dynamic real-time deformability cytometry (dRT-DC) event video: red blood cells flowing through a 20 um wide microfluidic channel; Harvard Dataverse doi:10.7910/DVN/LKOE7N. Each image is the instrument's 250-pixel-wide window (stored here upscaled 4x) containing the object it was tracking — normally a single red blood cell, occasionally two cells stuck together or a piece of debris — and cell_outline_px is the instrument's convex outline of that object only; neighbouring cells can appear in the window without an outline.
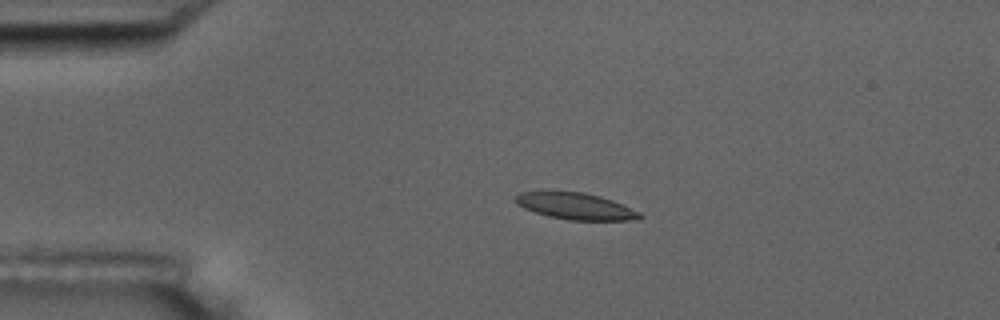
{"species": "common noctule bat (a hibernating species)", "species_latin": "Nyctalus noctula", "temperature_condition": "room temperature", "stored_images_in_passage": 45, "camera_frame_rate_fps": 3000, "um_per_image_px": 0.085, "animal": {"sex": "male", "body_mass_g": 17.5, "forearm_length_mm": 52.3}, "frame": {"image": 1, "passage_image": 1, "time_ms": 0.0, "image_size_px": [1000, 320], "cell_outline_px": [[644, 216], [628, 220], [568, 220], [548, 216], [524, 208], [516, 204], [512, 200], [520, 192], [584, 192], [600, 196], [612, 200], [640, 212]], "centroid_in_image_um": [48.9, 17.53], "position_along_channel_um": 36.1, "area_um2": 19.02}}
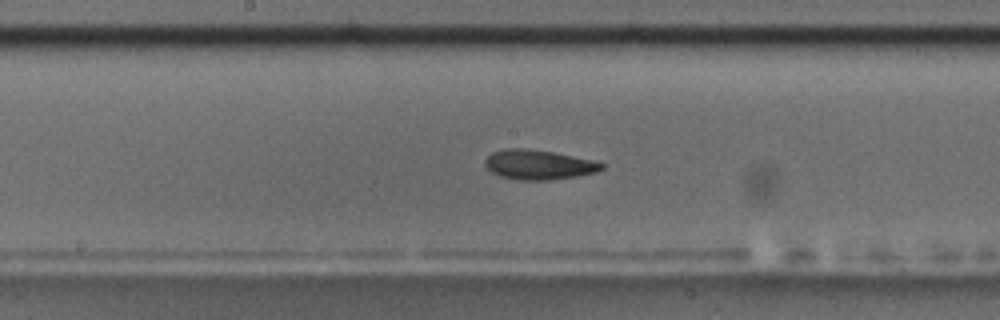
{"frame": {"image": 2, "passage_image": 18, "time_ms": 5.667, "image_size_px": [1000, 320], "cell_outline_px": [[604, 168], [596, 172], [576, 176], [548, 180], [516, 180], [500, 176], [492, 172], [484, 164], [484, 160], [492, 152], [504, 148], [528, 148], [552, 152], [592, 160], [604, 164]], "centroid_in_image_um": [45.74, 13.99], "position_along_channel_um": 202.5, "area_um2": 20.11}}
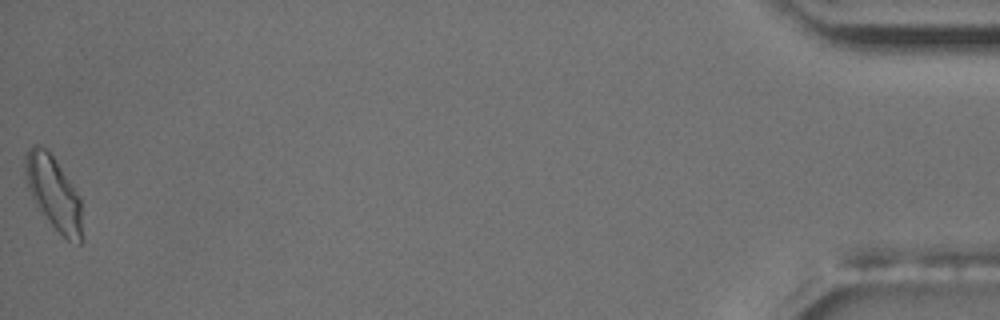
{"frame": {"image": 3, "passage_image": 45, "time_ms": 14.667, "image_size_px": [1000, 320], "cell_outline_px": [[84, 240], [80, 244], [68, 240], [48, 220], [36, 204], [32, 196], [28, 184], [24, 164], [24, 156], [28, 148], [32, 144], [40, 144], [52, 156], [80, 196], [84, 236]], "centroid_in_image_um": [4.6, 16.42], "position_along_channel_um": 430.6, "area_um2": 24.1}, "authors_computed_cell_mechanics": {"area_um2": 20.0566, "velocity_mm_per_s": 3.603, "shape_relaxation_time_tau1_ms": 4.8163, "shape_relaxation_time_tau2_ms": 3.2386, "deformation_change_tau1": 0.1334, "deformation_change_tau2": 0.1034}}